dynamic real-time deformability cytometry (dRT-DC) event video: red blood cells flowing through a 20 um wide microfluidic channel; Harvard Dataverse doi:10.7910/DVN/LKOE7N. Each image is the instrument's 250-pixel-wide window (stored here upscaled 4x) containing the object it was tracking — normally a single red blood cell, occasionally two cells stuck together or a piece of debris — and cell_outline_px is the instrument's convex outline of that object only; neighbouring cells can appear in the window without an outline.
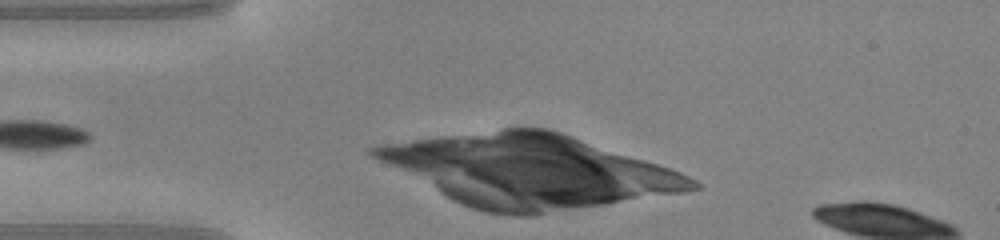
{"species": "common noctule bat (a hibernating species)", "species_latin": "Nyctalus noctula", "temperature_condition": "warm", "stored_images_in_passage": 8, "camera_frame_rate_fps": 3000, "um_per_image_px": 0.085, "animal": {"sex": "male", "body_mass_g": 20.0, "forearm_length_mm": 53.3}, "frame": {"image": 1, "passage_image": 6, "time_ms": 1.667, "image_size_px": [1000, 240], "cell_outline_px": [[516, 192], [512, 192], [396, 156], [400, 152], [416, 148], [436, 148], [472, 164], [508, 184]], "centroid_in_image_um": [38.46, 14.1], "position_along_channel_um": 46.5, "area_um2": 11.5}}